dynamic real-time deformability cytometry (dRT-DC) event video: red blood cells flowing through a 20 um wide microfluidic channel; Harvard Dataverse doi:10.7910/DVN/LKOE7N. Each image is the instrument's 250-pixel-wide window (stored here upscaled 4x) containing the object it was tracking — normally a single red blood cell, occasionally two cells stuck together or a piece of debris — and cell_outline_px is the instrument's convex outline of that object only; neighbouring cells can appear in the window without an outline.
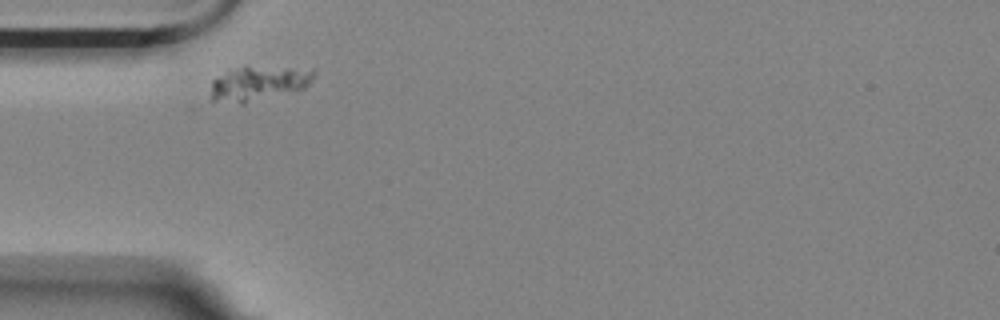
{"species": "Egyptian fruit bat (a non-hibernating species)", "species_latin": "Rousettus aegyptiacus", "temperature_condition": "room temperature", "stored_images_in_passage": 2, "camera_frame_rate_fps": 3000, "um_per_image_px": 0.085, "animal": {"sex": "female"}, "frame": {"image": 1, "passage_image": 1, "time_ms": 0.0, "image_size_px": [1000, 320], "cell_outline_px": [[316, 72], [312, 80], [304, 88], [244, 104], [240, 104], [212, 100], [212, 80], [216, 76], [244, 64], [312, 68]], "centroid_in_image_um": [22.0, 7.03], "position_along_channel_um": 63.0, "area_um2": 21.44}}
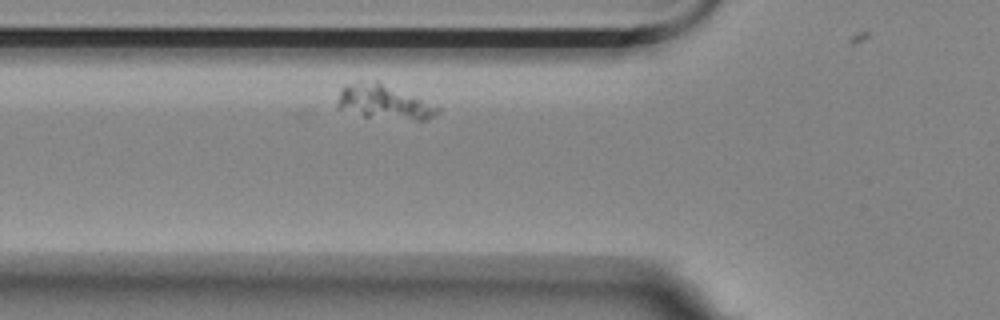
{"frame": {"image": 2, "passage_image": 2, "time_ms": 1.0, "image_size_px": [1000, 320], "cell_outline_px": [[440, 108], [428, 120], [416, 120], [364, 116], [336, 108], [336, 104], [340, 88], [344, 84], [376, 80]], "centroid_in_image_um": [32.52, 8.67], "position_along_channel_um": 93.3, "area_um2": 19.59}}